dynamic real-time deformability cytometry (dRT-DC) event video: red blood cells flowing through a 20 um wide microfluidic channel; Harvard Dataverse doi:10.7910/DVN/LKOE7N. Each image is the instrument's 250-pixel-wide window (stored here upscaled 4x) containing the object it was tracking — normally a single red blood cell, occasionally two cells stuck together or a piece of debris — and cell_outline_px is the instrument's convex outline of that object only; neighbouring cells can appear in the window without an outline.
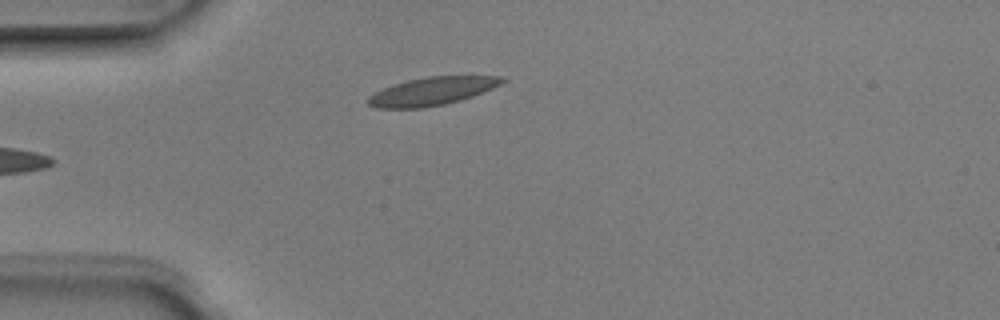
{"species": "Egyptian fruit bat (a non-hibernating species)", "species_latin": "Rousettus aegyptiacus", "temperature_condition": "room temperature", "stored_images_in_passage": 4, "camera_frame_rate_fps": 3000, "um_per_image_px": 0.085, "animal": {"sex": "male"}, "frame": {"image": 1, "passage_image": 4, "time_ms": 1.0, "image_size_px": [1000, 320], "cell_outline_px": [[508, 80], [492, 88], [472, 96], [460, 100], [444, 104], [424, 108], [376, 108], [368, 104], [364, 100], [368, 96], [392, 84], [408, 80], [428, 76], [508, 76]], "centroid_in_image_um": [36.71, 7.75], "position_along_channel_um": 48.3, "area_um2": 22.02}}